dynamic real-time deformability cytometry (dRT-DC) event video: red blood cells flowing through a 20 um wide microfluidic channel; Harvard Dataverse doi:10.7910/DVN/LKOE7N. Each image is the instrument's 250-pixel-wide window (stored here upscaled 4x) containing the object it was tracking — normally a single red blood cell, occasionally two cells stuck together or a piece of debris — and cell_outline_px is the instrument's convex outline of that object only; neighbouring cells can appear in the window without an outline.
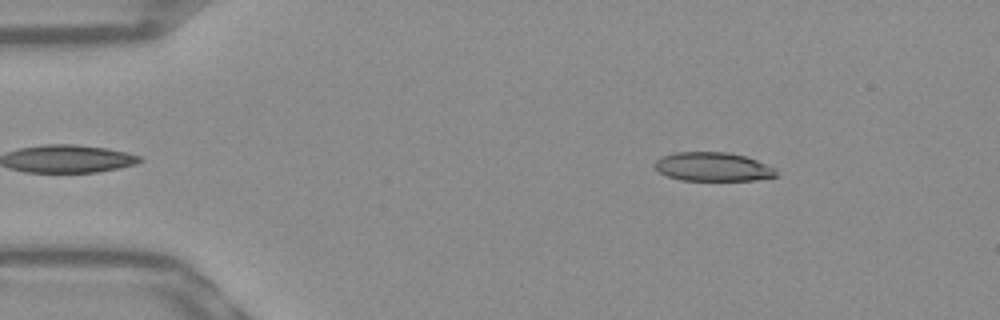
{"species": "Egyptian fruit bat (a non-hibernating species)", "species_latin": "Rousettus aegyptiacus", "temperature_condition": "warm", "stored_images_in_passage": 52, "camera_frame_rate_fps": 3000, "um_per_image_px": 0.085, "frame": {"image": 1, "passage_image": 7, "time_ms": 2.0, "image_size_px": [1000, 320], "cell_outline_px": [[776, 176], [756, 180], [680, 180], [668, 176], [660, 172], [656, 168], [656, 160], [660, 156], [676, 152], [728, 152], [744, 156], [756, 160], [776, 168]], "centroid_in_image_um": [60.6, 14.17], "position_along_channel_um": 24.4, "area_um2": 20.29}}
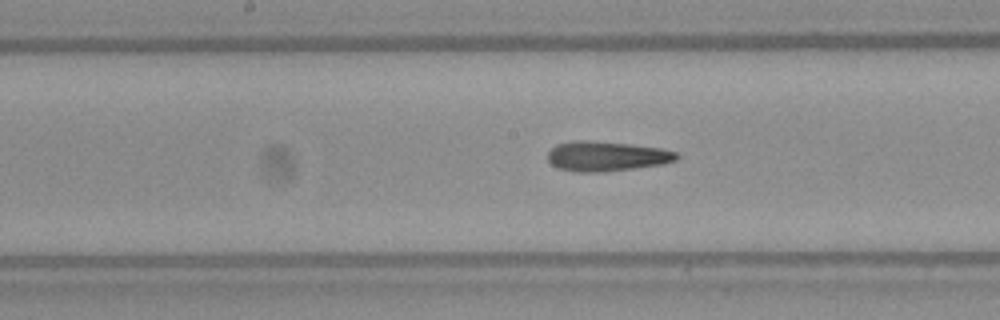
{"frame": {"image": 2, "passage_image": 26, "time_ms": 8.333, "image_size_px": [1000, 320], "cell_outline_px": [[680, 156], [676, 160], [664, 164], [604, 172], [576, 172], [560, 168], [552, 164], [548, 160], [548, 152], [556, 144], [576, 140], [584, 140], [628, 144], [660, 148], [676, 152]], "centroid_in_image_um": [51.56, 13.28], "position_along_channel_um": 196.6, "area_um2": 22.31}}
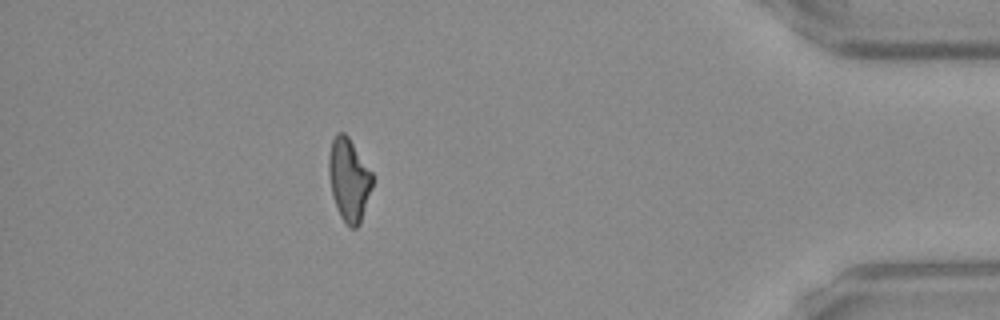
{"frame": {"image": 3, "passage_image": 46, "time_ms": 15.0, "image_size_px": [1000, 320], "cell_outline_px": [[372, 188], [360, 224], [356, 228], [348, 228], [340, 216], [332, 196], [328, 172], [328, 156], [332, 140], [336, 132], [344, 132], [348, 136], [372, 172]], "centroid_in_image_um": [29.64, 15.28], "position_along_channel_um": 405.6, "area_um2": 21.21}, "authors_computed_cell_mechanics": {"area_um2": 21.6172, "velocity_mm_per_s": 3.8601, "shape_relaxation_time_tau1_ms": 5.098, "shape_relaxation_time_tau2_ms": 3.1325, "deformation_change_tau1": 0.1694, "deformation_change_tau2": 0.1478}}